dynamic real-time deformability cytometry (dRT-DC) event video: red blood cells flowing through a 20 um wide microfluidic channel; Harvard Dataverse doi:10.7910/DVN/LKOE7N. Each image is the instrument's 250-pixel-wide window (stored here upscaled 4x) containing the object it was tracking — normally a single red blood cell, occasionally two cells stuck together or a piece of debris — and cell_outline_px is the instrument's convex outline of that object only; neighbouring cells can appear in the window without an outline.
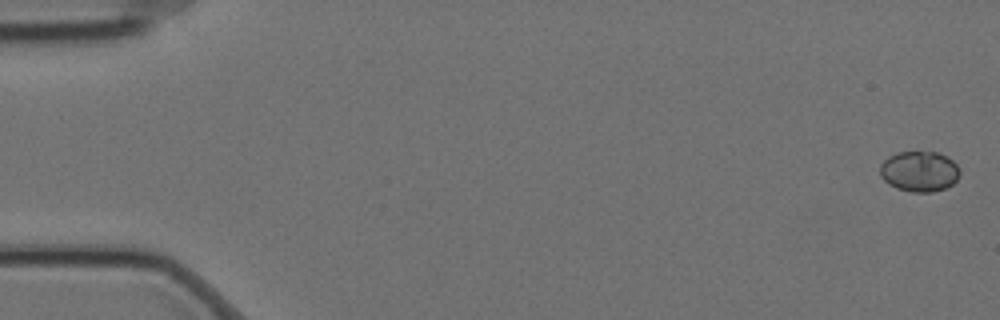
{"species": "Egyptian fruit bat (a non-hibernating species)", "species_latin": "Rousettus aegyptiacus", "temperature_condition": "cold", "stored_images_in_passage": 2, "camera_frame_rate_fps": 3000, "um_per_image_px": 0.085, "animal": {"sex": "female"}, "frame": {"image": 1, "passage_image": 1, "time_ms": 0.0, "image_size_px": [1000, 320], "cell_outline_px": [[960, 176], [952, 184], [944, 188], [932, 192], [912, 192], [896, 188], [888, 184], [880, 176], [880, 164], [888, 156], [896, 152], [936, 152], [948, 156], [956, 164], [960, 172]], "centroid_in_image_um": [78.13, 14.56], "position_along_channel_um": 6.9, "area_um2": 18.96}}